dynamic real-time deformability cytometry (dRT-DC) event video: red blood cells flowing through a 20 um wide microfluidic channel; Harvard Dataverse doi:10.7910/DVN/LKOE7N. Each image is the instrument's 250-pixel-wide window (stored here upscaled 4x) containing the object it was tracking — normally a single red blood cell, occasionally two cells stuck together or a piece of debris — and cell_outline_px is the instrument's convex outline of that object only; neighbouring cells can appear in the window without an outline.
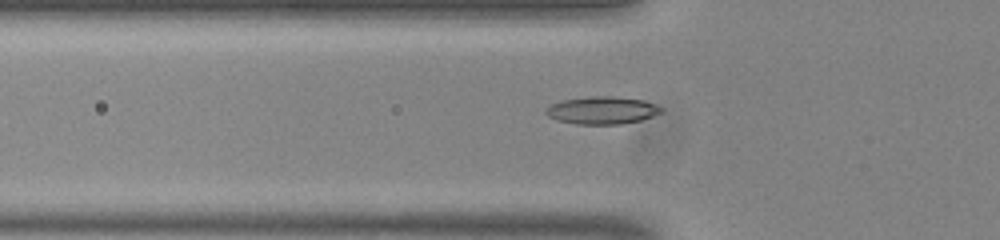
{"species": "common noctule bat (a hibernating species)", "species_latin": "Nyctalus noctula", "temperature_condition": "room temperature", "stored_images_in_passage": 42, "camera_frame_rate_fps": 3000, "um_per_image_px": 0.085, "animal": {"sex": "male", "body_mass_g": 20.0, "forearm_length_mm": 53.3}, "frame": {"image": 1, "passage_image": 6, "time_ms": 1.667, "image_size_px": [1000, 240], "cell_outline_px": [[664, 112], [640, 120], [620, 124], [576, 124], [556, 120], [548, 116], [544, 112], [552, 104], [564, 100], [592, 96], [612, 96], [644, 100], [664, 108]], "centroid_in_image_um": [51.21, 9.38], "position_along_channel_um": 74.6, "area_um2": 18.44}}
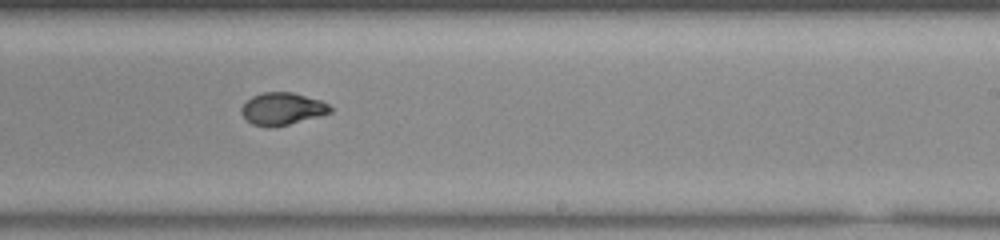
{"frame": {"image": 2, "passage_image": 21, "time_ms": 6.667, "image_size_px": [1000, 240], "cell_outline_px": [[332, 112], [288, 124], [252, 124], [240, 112], [240, 108], [252, 96], [264, 92], [292, 92], [320, 100], [328, 104], [332, 108]], "centroid_in_image_um": [24.01, 9.2], "position_along_channel_um": 265.0, "area_um2": 16.01}}
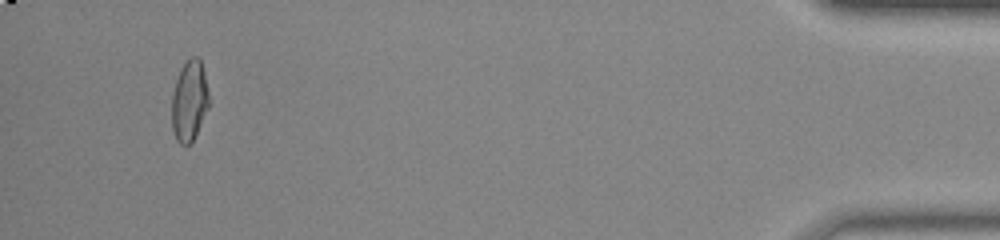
{"frame": {"image": 3, "passage_image": 39, "time_ms": 12.667, "image_size_px": [1000, 240], "cell_outline_px": [[208, 108], [192, 140], [188, 144], [180, 144], [176, 140], [172, 128], [172, 92], [180, 68], [192, 56], [196, 56], [200, 60], [204, 72], [208, 92]], "centroid_in_image_um": [16.07, 8.55], "position_along_channel_um": 419.1, "area_um2": 17.17}, "authors_computed_cell_mechanics": {"area_um2": 16.9354, "velocity_mm_per_s": 3.7961, "shape_relaxation_time_tau1_ms": 6.0298, "shape_relaxation_time_tau2_ms": 1.048, "deformation_change_tau1": 0.2089, "deformation_change_tau2": 0.0489}}